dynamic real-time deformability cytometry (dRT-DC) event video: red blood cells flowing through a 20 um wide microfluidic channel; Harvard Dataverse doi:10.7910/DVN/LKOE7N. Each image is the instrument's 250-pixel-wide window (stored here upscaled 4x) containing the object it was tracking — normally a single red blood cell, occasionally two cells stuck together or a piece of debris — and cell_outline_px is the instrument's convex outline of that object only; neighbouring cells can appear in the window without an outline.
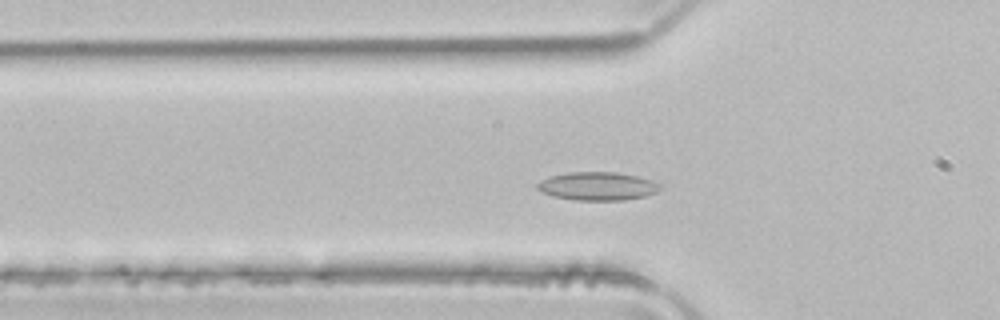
{"species": "common noctule bat (a hibernating species)", "species_latin": "Nyctalus noctula", "temperature_condition": "room temperature", "stored_images_in_passage": 47, "camera_frame_rate_fps": 3000, "um_per_image_px": 0.085, "animal": {"sex": "male", "body_mass_g": 21.5, "forearm_length_mm": 52.0}, "frame": {"image": 1, "passage_image": 12, "time_ms": 3.667, "image_size_px": [1000, 320], "cell_outline_px": [[660, 188], [656, 192], [644, 196], [624, 200], [572, 200], [552, 196], [540, 192], [536, 188], [536, 184], [540, 180], [548, 176], [568, 172], [616, 172], [636, 176], [652, 180], [660, 184]], "centroid_in_image_um": [50.72, 15.82], "position_along_channel_um": 75.1, "area_um2": 20.4}}
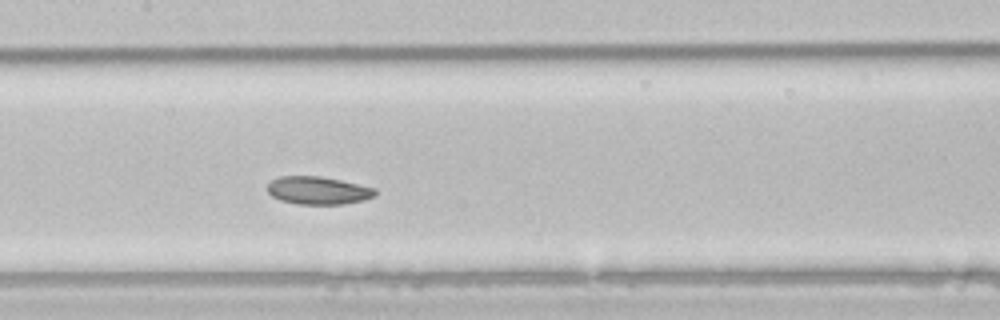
{"frame": {"image": 2, "passage_image": 20, "time_ms": 6.333, "image_size_px": [1000, 320], "cell_outline_px": [[376, 196], [364, 200], [344, 204], [296, 204], [280, 200], [272, 196], [264, 188], [272, 180], [280, 176], [320, 176], [340, 180], [376, 188]], "centroid_in_image_um": [27.02, 16.19], "position_along_channel_um": 180.4, "area_um2": 17.63}}
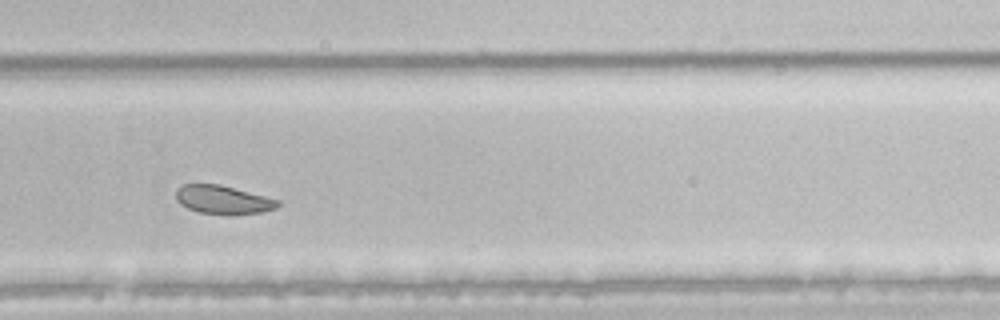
{"frame": {"image": 3, "passage_image": 30, "time_ms": 9.667, "image_size_px": [1000, 320], "cell_outline_px": [[280, 204], [276, 208], [260, 212], [228, 216], [200, 212], [188, 208], [180, 204], [176, 200], [176, 188], [184, 184], [220, 184], [280, 200]], "centroid_in_image_um": [18.95, 16.99], "position_along_channel_um": 310.8, "area_um2": 17.11}, "authors_computed_cell_mechanics": {"area_um2": 19.5942, "velocity_mm_per_s": 3.929, "shape_relaxation_time_tau1_ms": null, "shape_relaxation_time_tau2_ms": 3.2684, "deformation_change_tau1": null, "deformation_change_tau2": 0.0769}}